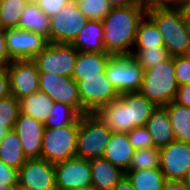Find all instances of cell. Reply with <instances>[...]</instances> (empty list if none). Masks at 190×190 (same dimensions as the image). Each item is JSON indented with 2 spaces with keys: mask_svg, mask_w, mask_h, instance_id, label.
<instances>
[{
  "mask_svg": "<svg viewBox=\"0 0 190 190\" xmlns=\"http://www.w3.org/2000/svg\"><path fill=\"white\" fill-rule=\"evenodd\" d=\"M148 4L112 7L102 20L104 47L111 55H131L138 26L146 16Z\"/></svg>",
  "mask_w": 190,
  "mask_h": 190,
  "instance_id": "6da1fadb",
  "label": "cell"
},
{
  "mask_svg": "<svg viewBox=\"0 0 190 190\" xmlns=\"http://www.w3.org/2000/svg\"><path fill=\"white\" fill-rule=\"evenodd\" d=\"M146 15L158 27L164 40V46L172 57L188 54L190 29L184 24L182 14L176 6L149 4Z\"/></svg>",
  "mask_w": 190,
  "mask_h": 190,
  "instance_id": "7a4b0ae2",
  "label": "cell"
},
{
  "mask_svg": "<svg viewBox=\"0 0 190 190\" xmlns=\"http://www.w3.org/2000/svg\"><path fill=\"white\" fill-rule=\"evenodd\" d=\"M178 87L173 56L156 67L143 71L139 93L156 106H166L174 101Z\"/></svg>",
  "mask_w": 190,
  "mask_h": 190,
  "instance_id": "3957f363",
  "label": "cell"
},
{
  "mask_svg": "<svg viewBox=\"0 0 190 190\" xmlns=\"http://www.w3.org/2000/svg\"><path fill=\"white\" fill-rule=\"evenodd\" d=\"M111 134L97 113L82 114L77 133V157L87 160L103 157Z\"/></svg>",
  "mask_w": 190,
  "mask_h": 190,
  "instance_id": "277c9868",
  "label": "cell"
},
{
  "mask_svg": "<svg viewBox=\"0 0 190 190\" xmlns=\"http://www.w3.org/2000/svg\"><path fill=\"white\" fill-rule=\"evenodd\" d=\"M79 118L72 124L50 128L45 127L42 139L41 158L52 164L77 157V133Z\"/></svg>",
  "mask_w": 190,
  "mask_h": 190,
  "instance_id": "5b68a950",
  "label": "cell"
},
{
  "mask_svg": "<svg viewBox=\"0 0 190 190\" xmlns=\"http://www.w3.org/2000/svg\"><path fill=\"white\" fill-rule=\"evenodd\" d=\"M143 68L132 55H112L105 73L119 94L139 92Z\"/></svg>",
  "mask_w": 190,
  "mask_h": 190,
  "instance_id": "8992f818",
  "label": "cell"
},
{
  "mask_svg": "<svg viewBox=\"0 0 190 190\" xmlns=\"http://www.w3.org/2000/svg\"><path fill=\"white\" fill-rule=\"evenodd\" d=\"M77 55L78 51L72 44L49 43L32 61L36 64L39 73L72 77Z\"/></svg>",
  "mask_w": 190,
  "mask_h": 190,
  "instance_id": "52a82bcc",
  "label": "cell"
},
{
  "mask_svg": "<svg viewBox=\"0 0 190 190\" xmlns=\"http://www.w3.org/2000/svg\"><path fill=\"white\" fill-rule=\"evenodd\" d=\"M83 106V114L97 113L103 106L119 97L106 73L100 76L84 77L76 81Z\"/></svg>",
  "mask_w": 190,
  "mask_h": 190,
  "instance_id": "ba28073f",
  "label": "cell"
},
{
  "mask_svg": "<svg viewBox=\"0 0 190 190\" xmlns=\"http://www.w3.org/2000/svg\"><path fill=\"white\" fill-rule=\"evenodd\" d=\"M49 43L71 44L86 25L88 19L74 1L49 18Z\"/></svg>",
  "mask_w": 190,
  "mask_h": 190,
  "instance_id": "9c48e42d",
  "label": "cell"
},
{
  "mask_svg": "<svg viewBox=\"0 0 190 190\" xmlns=\"http://www.w3.org/2000/svg\"><path fill=\"white\" fill-rule=\"evenodd\" d=\"M4 36L12 61L32 60L49 44L47 37L20 28L6 29Z\"/></svg>",
  "mask_w": 190,
  "mask_h": 190,
  "instance_id": "30bf717a",
  "label": "cell"
},
{
  "mask_svg": "<svg viewBox=\"0 0 190 190\" xmlns=\"http://www.w3.org/2000/svg\"><path fill=\"white\" fill-rule=\"evenodd\" d=\"M39 88L54 102L70 105L81 115L83 114V106L79 96L77 82L72 77L40 73Z\"/></svg>",
  "mask_w": 190,
  "mask_h": 190,
  "instance_id": "8fae6325",
  "label": "cell"
},
{
  "mask_svg": "<svg viewBox=\"0 0 190 190\" xmlns=\"http://www.w3.org/2000/svg\"><path fill=\"white\" fill-rule=\"evenodd\" d=\"M160 169L166 180L185 181L190 173V143L174 140L161 148Z\"/></svg>",
  "mask_w": 190,
  "mask_h": 190,
  "instance_id": "7c38bea8",
  "label": "cell"
},
{
  "mask_svg": "<svg viewBox=\"0 0 190 190\" xmlns=\"http://www.w3.org/2000/svg\"><path fill=\"white\" fill-rule=\"evenodd\" d=\"M54 167L57 190H73L92 184L90 160L74 157Z\"/></svg>",
  "mask_w": 190,
  "mask_h": 190,
  "instance_id": "4fadbf2b",
  "label": "cell"
},
{
  "mask_svg": "<svg viewBox=\"0 0 190 190\" xmlns=\"http://www.w3.org/2000/svg\"><path fill=\"white\" fill-rule=\"evenodd\" d=\"M6 69L9 76L10 92L16 99L21 100L40 90V73L32 60L12 61Z\"/></svg>",
  "mask_w": 190,
  "mask_h": 190,
  "instance_id": "5bb4252c",
  "label": "cell"
},
{
  "mask_svg": "<svg viewBox=\"0 0 190 190\" xmlns=\"http://www.w3.org/2000/svg\"><path fill=\"white\" fill-rule=\"evenodd\" d=\"M18 183L33 190H57L54 164L43 158L27 159L18 169Z\"/></svg>",
  "mask_w": 190,
  "mask_h": 190,
  "instance_id": "9a60e30c",
  "label": "cell"
},
{
  "mask_svg": "<svg viewBox=\"0 0 190 190\" xmlns=\"http://www.w3.org/2000/svg\"><path fill=\"white\" fill-rule=\"evenodd\" d=\"M45 125L31 116L19 113L14 125L27 159L41 158Z\"/></svg>",
  "mask_w": 190,
  "mask_h": 190,
  "instance_id": "2e32d148",
  "label": "cell"
},
{
  "mask_svg": "<svg viewBox=\"0 0 190 190\" xmlns=\"http://www.w3.org/2000/svg\"><path fill=\"white\" fill-rule=\"evenodd\" d=\"M92 185L97 190H113L125 172L103 157L90 160Z\"/></svg>",
  "mask_w": 190,
  "mask_h": 190,
  "instance_id": "e0dca14e",
  "label": "cell"
},
{
  "mask_svg": "<svg viewBox=\"0 0 190 190\" xmlns=\"http://www.w3.org/2000/svg\"><path fill=\"white\" fill-rule=\"evenodd\" d=\"M146 127L152 136L155 148L161 149L175 140L166 106H157L153 110Z\"/></svg>",
  "mask_w": 190,
  "mask_h": 190,
  "instance_id": "ac0fdd59",
  "label": "cell"
},
{
  "mask_svg": "<svg viewBox=\"0 0 190 190\" xmlns=\"http://www.w3.org/2000/svg\"><path fill=\"white\" fill-rule=\"evenodd\" d=\"M134 153L135 148L129 141L127 133L112 132L103 158L126 172Z\"/></svg>",
  "mask_w": 190,
  "mask_h": 190,
  "instance_id": "d6986e66",
  "label": "cell"
},
{
  "mask_svg": "<svg viewBox=\"0 0 190 190\" xmlns=\"http://www.w3.org/2000/svg\"><path fill=\"white\" fill-rule=\"evenodd\" d=\"M71 44L77 51L86 53H107L104 47L102 21L88 20Z\"/></svg>",
  "mask_w": 190,
  "mask_h": 190,
  "instance_id": "ffe728a7",
  "label": "cell"
},
{
  "mask_svg": "<svg viewBox=\"0 0 190 190\" xmlns=\"http://www.w3.org/2000/svg\"><path fill=\"white\" fill-rule=\"evenodd\" d=\"M112 55L109 53H86L78 51L72 78L75 81L84 77L100 76L105 73L107 63Z\"/></svg>",
  "mask_w": 190,
  "mask_h": 190,
  "instance_id": "44dd1931",
  "label": "cell"
},
{
  "mask_svg": "<svg viewBox=\"0 0 190 190\" xmlns=\"http://www.w3.org/2000/svg\"><path fill=\"white\" fill-rule=\"evenodd\" d=\"M97 115L112 132L127 133L133 129V124H129L128 108L119 97L103 106Z\"/></svg>",
  "mask_w": 190,
  "mask_h": 190,
  "instance_id": "7402d4cb",
  "label": "cell"
},
{
  "mask_svg": "<svg viewBox=\"0 0 190 190\" xmlns=\"http://www.w3.org/2000/svg\"><path fill=\"white\" fill-rule=\"evenodd\" d=\"M119 98L128 108L129 124H133V129L146 126L147 120L157 107L139 92L122 93L119 95Z\"/></svg>",
  "mask_w": 190,
  "mask_h": 190,
  "instance_id": "603a6c76",
  "label": "cell"
},
{
  "mask_svg": "<svg viewBox=\"0 0 190 190\" xmlns=\"http://www.w3.org/2000/svg\"><path fill=\"white\" fill-rule=\"evenodd\" d=\"M19 101L21 114L31 116L43 124H45L49 115L52 113V105L54 101L41 90H38Z\"/></svg>",
  "mask_w": 190,
  "mask_h": 190,
  "instance_id": "cb8c5ba5",
  "label": "cell"
},
{
  "mask_svg": "<svg viewBox=\"0 0 190 190\" xmlns=\"http://www.w3.org/2000/svg\"><path fill=\"white\" fill-rule=\"evenodd\" d=\"M49 17L31 0L23 10L18 28L41 34L49 41Z\"/></svg>",
  "mask_w": 190,
  "mask_h": 190,
  "instance_id": "d4e9b609",
  "label": "cell"
},
{
  "mask_svg": "<svg viewBox=\"0 0 190 190\" xmlns=\"http://www.w3.org/2000/svg\"><path fill=\"white\" fill-rule=\"evenodd\" d=\"M0 160L17 170L27 160L18 133L14 129L9 130L0 142Z\"/></svg>",
  "mask_w": 190,
  "mask_h": 190,
  "instance_id": "484cf974",
  "label": "cell"
},
{
  "mask_svg": "<svg viewBox=\"0 0 190 190\" xmlns=\"http://www.w3.org/2000/svg\"><path fill=\"white\" fill-rule=\"evenodd\" d=\"M166 107L175 140L190 143V108L174 101Z\"/></svg>",
  "mask_w": 190,
  "mask_h": 190,
  "instance_id": "4316f807",
  "label": "cell"
},
{
  "mask_svg": "<svg viewBox=\"0 0 190 190\" xmlns=\"http://www.w3.org/2000/svg\"><path fill=\"white\" fill-rule=\"evenodd\" d=\"M135 190H163L167 181L160 168L125 172Z\"/></svg>",
  "mask_w": 190,
  "mask_h": 190,
  "instance_id": "83f0119b",
  "label": "cell"
},
{
  "mask_svg": "<svg viewBox=\"0 0 190 190\" xmlns=\"http://www.w3.org/2000/svg\"><path fill=\"white\" fill-rule=\"evenodd\" d=\"M164 46V40L158 27L146 15L138 26L133 48H156Z\"/></svg>",
  "mask_w": 190,
  "mask_h": 190,
  "instance_id": "f1b7e54d",
  "label": "cell"
},
{
  "mask_svg": "<svg viewBox=\"0 0 190 190\" xmlns=\"http://www.w3.org/2000/svg\"><path fill=\"white\" fill-rule=\"evenodd\" d=\"M31 0H1L0 28L1 30L18 28L20 16Z\"/></svg>",
  "mask_w": 190,
  "mask_h": 190,
  "instance_id": "f546056e",
  "label": "cell"
},
{
  "mask_svg": "<svg viewBox=\"0 0 190 190\" xmlns=\"http://www.w3.org/2000/svg\"><path fill=\"white\" fill-rule=\"evenodd\" d=\"M131 55L137 60L144 71L156 67L161 62L172 57L165 46L156 48H133Z\"/></svg>",
  "mask_w": 190,
  "mask_h": 190,
  "instance_id": "4dcf8cb0",
  "label": "cell"
},
{
  "mask_svg": "<svg viewBox=\"0 0 190 190\" xmlns=\"http://www.w3.org/2000/svg\"><path fill=\"white\" fill-rule=\"evenodd\" d=\"M81 114L72 106L54 102L52 105V113L45 122V127L59 128L76 121Z\"/></svg>",
  "mask_w": 190,
  "mask_h": 190,
  "instance_id": "1f68e13d",
  "label": "cell"
},
{
  "mask_svg": "<svg viewBox=\"0 0 190 190\" xmlns=\"http://www.w3.org/2000/svg\"><path fill=\"white\" fill-rule=\"evenodd\" d=\"M160 168V149L151 147L135 150L126 172Z\"/></svg>",
  "mask_w": 190,
  "mask_h": 190,
  "instance_id": "d6a6232c",
  "label": "cell"
},
{
  "mask_svg": "<svg viewBox=\"0 0 190 190\" xmlns=\"http://www.w3.org/2000/svg\"><path fill=\"white\" fill-rule=\"evenodd\" d=\"M88 20L102 21L112 9L107 0H73Z\"/></svg>",
  "mask_w": 190,
  "mask_h": 190,
  "instance_id": "836d02e7",
  "label": "cell"
},
{
  "mask_svg": "<svg viewBox=\"0 0 190 190\" xmlns=\"http://www.w3.org/2000/svg\"><path fill=\"white\" fill-rule=\"evenodd\" d=\"M20 113V101L10 95L0 99V124H6V129L13 130Z\"/></svg>",
  "mask_w": 190,
  "mask_h": 190,
  "instance_id": "e575fe53",
  "label": "cell"
},
{
  "mask_svg": "<svg viewBox=\"0 0 190 190\" xmlns=\"http://www.w3.org/2000/svg\"><path fill=\"white\" fill-rule=\"evenodd\" d=\"M127 137L135 150L154 147L152 136L146 126L135 127L127 132Z\"/></svg>",
  "mask_w": 190,
  "mask_h": 190,
  "instance_id": "d590c367",
  "label": "cell"
},
{
  "mask_svg": "<svg viewBox=\"0 0 190 190\" xmlns=\"http://www.w3.org/2000/svg\"><path fill=\"white\" fill-rule=\"evenodd\" d=\"M175 77L179 86L190 83V58L187 55L174 56Z\"/></svg>",
  "mask_w": 190,
  "mask_h": 190,
  "instance_id": "8d00e7d4",
  "label": "cell"
},
{
  "mask_svg": "<svg viewBox=\"0 0 190 190\" xmlns=\"http://www.w3.org/2000/svg\"><path fill=\"white\" fill-rule=\"evenodd\" d=\"M38 7L50 18L73 0H33Z\"/></svg>",
  "mask_w": 190,
  "mask_h": 190,
  "instance_id": "74e56055",
  "label": "cell"
},
{
  "mask_svg": "<svg viewBox=\"0 0 190 190\" xmlns=\"http://www.w3.org/2000/svg\"><path fill=\"white\" fill-rule=\"evenodd\" d=\"M16 183H18V170L0 160V185H15Z\"/></svg>",
  "mask_w": 190,
  "mask_h": 190,
  "instance_id": "f35d334b",
  "label": "cell"
},
{
  "mask_svg": "<svg viewBox=\"0 0 190 190\" xmlns=\"http://www.w3.org/2000/svg\"><path fill=\"white\" fill-rule=\"evenodd\" d=\"M174 102L190 108V83L178 87Z\"/></svg>",
  "mask_w": 190,
  "mask_h": 190,
  "instance_id": "ab89813d",
  "label": "cell"
},
{
  "mask_svg": "<svg viewBox=\"0 0 190 190\" xmlns=\"http://www.w3.org/2000/svg\"><path fill=\"white\" fill-rule=\"evenodd\" d=\"M11 95L9 76L6 67H0V99Z\"/></svg>",
  "mask_w": 190,
  "mask_h": 190,
  "instance_id": "60d3db41",
  "label": "cell"
},
{
  "mask_svg": "<svg viewBox=\"0 0 190 190\" xmlns=\"http://www.w3.org/2000/svg\"><path fill=\"white\" fill-rule=\"evenodd\" d=\"M11 62L12 60L7 50L4 31L0 30V67H7Z\"/></svg>",
  "mask_w": 190,
  "mask_h": 190,
  "instance_id": "b9f144b4",
  "label": "cell"
},
{
  "mask_svg": "<svg viewBox=\"0 0 190 190\" xmlns=\"http://www.w3.org/2000/svg\"><path fill=\"white\" fill-rule=\"evenodd\" d=\"M176 7L182 14L184 24L190 29V0L181 1Z\"/></svg>",
  "mask_w": 190,
  "mask_h": 190,
  "instance_id": "7bdbcfd3",
  "label": "cell"
},
{
  "mask_svg": "<svg viewBox=\"0 0 190 190\" xmlns=\"http://www.w3.org/2000/svg\"><path fill=\"white\" fill-rule=\"evenodd\" d=\"M163 190H190L185 181L167 180Z\"/></svg>",
  "mask_w": 190,
  "mask_h": 190,
  "instance_id": "ee69618b",
  "label": "cell"
},
{
  "mask_svg": "<svg viewBox=\"0 0 190 190\" xmlns=\"http://www.w3.org/2000/svg\"><path fill=\"white\" fill-rule=\"evenodd\" d=\"M111 7H123L133 4H147V0H107Z\"/></svg>",
  "mask_w": 190,
  "mask_h": 190,
  "instance_id": "f6af8a7d",
  "label": "cell"
},
{
  "mask_svg": "<svg viewBox=\"0 0 190 190\" xmlns=\"http://www.w3.org/2000/svg\"><path fill=\"white\" fill-rule=\"evenodd\" d=\"M113 190H135L134 187L132 186L131 182L129 179L124 176L118 184L113 188Z\"/></svg>",
  "mask_w": 190,
  "mask_h": 190,
  "instance_id": "bcb514c9",
  "label": "cell"
},
{
  "mask_svg": "<svg viewBox=\"0 0 190 190\" xmlns=\"http://www.w3.org/2000/svg\"><path fill=\"white\" fill-rule=\"evenodd\" d=\"M181 0H147V4L157 6H176Z\"/></svg>",
  "mask_w": 190,
  "mask_h": 190,
  "instance_id": "7dc6e473",
  "label": "cell"
},
{
  "mask_svg": "<svg viewBox=\"0 0 190 190\" xmlns=\"http://www.w3.org/2000/svg\"><path fill=\"white\" fill-rule=\"evenodd\" d=\"M8 130L6 129V124H0V142L5 137Z\"/></svg>",
  "mask_w": 190,
  "mask_h": 190,
  "instance_id": "c3c4849f",
  "label": "cell"
},
{
  "mask_svg": "<svg viewBox=\"0 0 190 190\" xmlns=\"http://www.w3.org/2000/svg\"><path fill=\"white\" fill-rule=\"evenodd\" d=\"M14 190H33L25 185H22V184H19V183H16L14 185Z\"/></svg>",
  "mask_w": 190,
  "mask_h": 190,
  "instance_id": "681fc988",
  "label": "cell"
},
{
  "mask_svg": "<svg viewBox=\"0 0 190 190\" xmlns=\"http://www.w3.org/2000/svg\"><path fill=\"white\" fill-rule=\"evenodd\" d=\"M73 190H97V189L91 184V185H88L85 187H80V188L73 189Z\"/></svg>",
  "mask_w": 190,
  "mask_h": 190,
  "instance_id": "f907efd6",
  "label": "cell"
},
{
  "mask_svg": "<svg viewBox=\"0 0 190 190\" xmlns=\"http://www.w3.org/2000/svg\"><path fill=\"white\" fill-rule=\"evenodd\" d=\"M0 190H14V185H0Z\"/></svg>",
  "mask_w": 190,
  "mask_h": 190,
  "instance_id": "816d5d0a",
  "label": "cell"
},
{
  "mask_svg": "<svg viewBox=\"0 0 190 190\" xmlns=\"http://www.w3.org/2000/svg\"><path fill=\"white\" fill-rule=\"evenodd\" d=\"M185 182H186L188 188H190V173H189V175L187 176V178L185 179Z\"/></svg>",
  "mask_w": 190,
  "mask_h": 190,
  "instance_id": "f5cc1de1",
  "label": "cell"
},
{
  "mask_svg": "<svg viewBox=\"0 0 190 190\" xmlns=\"http://www.w3.org/2000/svg\"><path fill=\"white\" fill-rule=\"evenodd\" d=\"M187 56L190 58V49H189V52H188Z\"/></svg>",
  "mask_w": 190,
  "mask_h": 190,
  "instance_id": "db71d44e",
  "label": "cell"
}]
</instances>
